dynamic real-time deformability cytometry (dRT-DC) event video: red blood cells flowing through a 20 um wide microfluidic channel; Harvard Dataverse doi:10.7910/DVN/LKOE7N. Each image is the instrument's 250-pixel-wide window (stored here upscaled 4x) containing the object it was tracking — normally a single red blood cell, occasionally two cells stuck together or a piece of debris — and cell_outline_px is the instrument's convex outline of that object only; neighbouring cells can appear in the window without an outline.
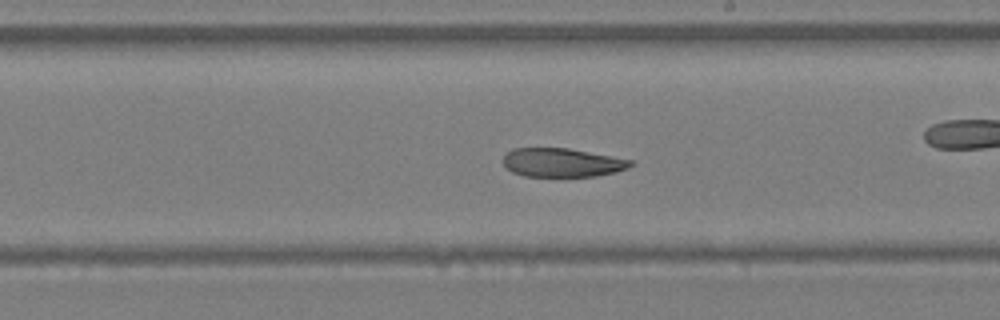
{"species": "Egyptian fruit bat (a non-hibernating species)", "species_latin": "Rousettus aegyptiacus", "temperature_condition": "warm", "stored_images_in_passage": 34, "camera_frame_rate_fps": 3000, "um_per_image_px": 0.085, "animal": {"sex": "female"}, "frame": {"image": 1, "passage_image": 20, "time_ms": 6.333, "image_size_px": [1000, 320], "cell_outline_px": [[632, 164], [628, 168], [616, 172], [596, 176], [524, 176], [512, 172], [504, 164], [504, 152], [512, 148], [568, 148], [612, 156], [632, 160]], "centroid_in_image_um": [47.76, 13.81], "position_along_channel_um": 241.2, "area_um2": 21.33}}
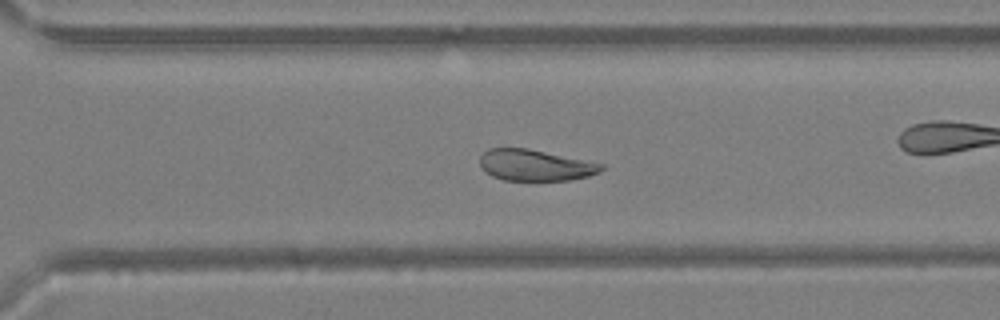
{"frame": {"image": 2, "passage_image": 25, "time_ms": 8.0, "image_size_px": [1000, 320], "cell_outline_px": [[604, 168], [600, 172], [588, 176], [572, 180], [504, 180], [492, 176], [480, 164], [480, 156], [488, 148], [528, 148], [604, 164]], "centroid_in_image_um": [45.51, 14.04], "position_along_channel_um": 325.1, "area_um2": 21.96}}